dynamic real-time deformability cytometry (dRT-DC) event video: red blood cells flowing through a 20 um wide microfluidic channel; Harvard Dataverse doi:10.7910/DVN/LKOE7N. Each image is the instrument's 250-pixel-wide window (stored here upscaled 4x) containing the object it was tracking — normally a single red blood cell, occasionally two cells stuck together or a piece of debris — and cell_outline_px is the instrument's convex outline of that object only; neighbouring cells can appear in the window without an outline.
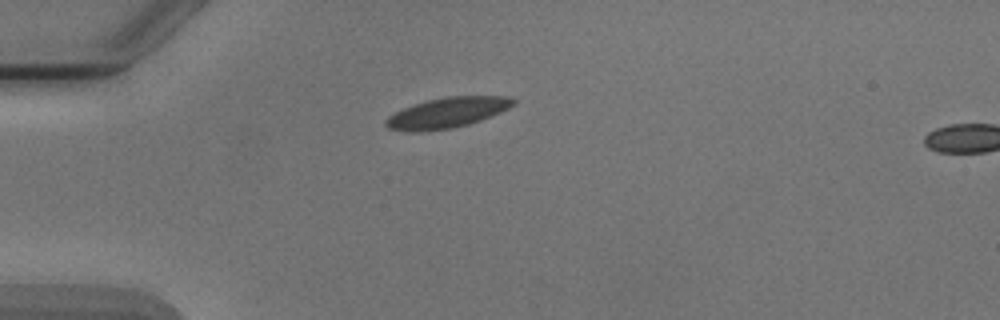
{"species": "Egyptian fruit bat (a non-hibernating species)", "species_latin": "Rousettus aegyptiacus", "temperature_condition": "cold", "stored_images_in_passage": 4, "camera_frame_rate_fps": 3000, "um_per_image_px": 0.085, "animal": {"sex": "male"}, "frame": {"image": 1, "passage_image": 1, "time_ms": 0.0, "image_size_px": [1000, 320], "cell_outline_px": [[516, 104], [500, 112], [480, 120], [468, 124], [452, 128], [420, 132], [408, 132], [388, 128], [384, 124], [384, 120], [388, 116], [412, 104], [428, 100], [448, 96], [508, 96], [516, 100]], "centroid_in_image_um": [37.99, 9.58], "position_along_channel_um": 47.0, "area_um2": 22.6}}
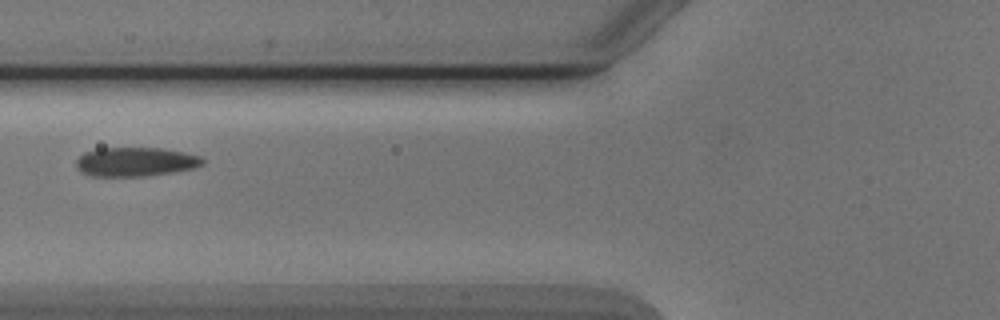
{"frame": {"image": 2, "passage_image": 3, "time_ms": 2.333, "image_size_px": [1000, 320], "cell_outline_px": [[204, 164], [192, 168], [172, 172], [144, 176], [92, 176], [80, 172], [76, 168], [76, 160], [84, 152], [96, 148], [164, 148], [184, 152], [200, 156], [204, 160]], "centroid_in_image_um": [11.48, 13.75], "position_along_channel_um": 114.3, "area_um2": 21.5}}
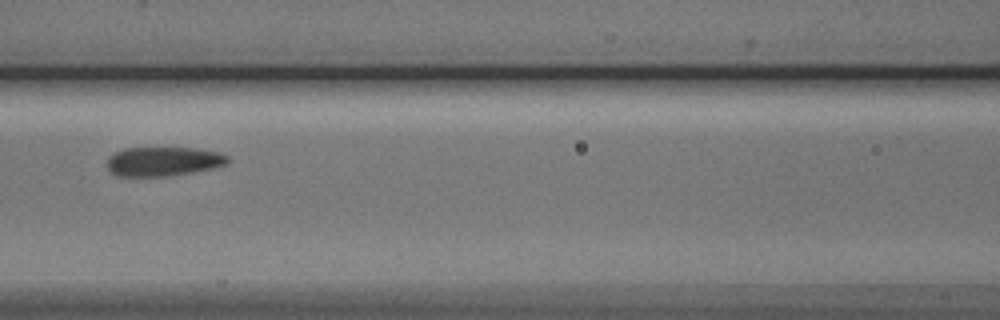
{"frame": {"image": 3, "passage_image": 4, "time_ms": 3.333, "image_size_px": [1000, 320], "cell_outline_px": [[232, 160], [228, 164], [212, 168], [192, 172], [168, 176], [116, 176], [108, 172], [108, 156], [112, 152], [124, 148], [196, 148], [220, 152], [228, 156]], "centroid_in_image_um": [13.88, 13.71], "position_along_channel_um": 152.7, "area_um2": 20.87}}